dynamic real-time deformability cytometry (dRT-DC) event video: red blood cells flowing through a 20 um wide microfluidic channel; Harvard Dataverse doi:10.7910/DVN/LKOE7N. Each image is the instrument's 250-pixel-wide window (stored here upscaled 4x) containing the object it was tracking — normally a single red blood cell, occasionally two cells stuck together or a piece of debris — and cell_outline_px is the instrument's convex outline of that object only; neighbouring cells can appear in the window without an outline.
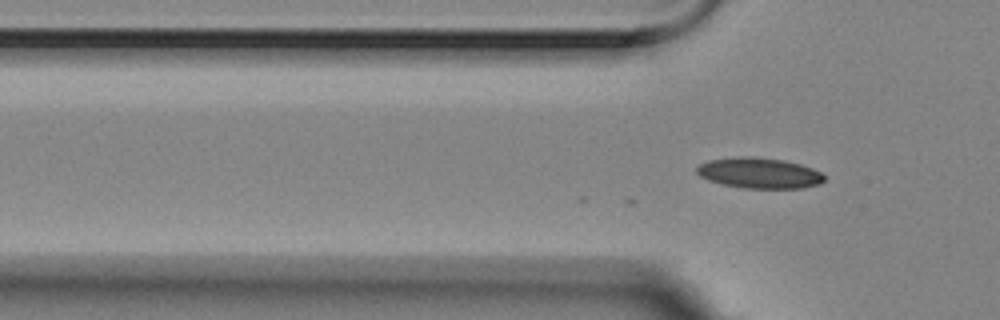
{"species": "Egyptian fruit bat (a non-hibernating species)", "species_latin": "Rousettus aegyptiacus", "temperature_condition": "room temperature", "stored_images_in_passage": 3, "camera_frame_rate_fps": 3000, "um_per_image_px": 0.085, "animal": {"sex": "female"}, "frame": {"image": 1, "passage_image": 3, "time_ms": 0.667, "image_size_px": [1000, 320], "cell_outline_px": [[824, 180], [820, 184], [804, 188], [744, 188], [720, 184], [708, 180], [700, 176], [696, 172], [696, 168], [700, 164], [708, 160], [736, 156], [752, 156], [784, 160], [800, 164], [812, 168], [820, 172], [824, 176]], "centroid_in_image_um": [64.52, 14.7], "position_along_channel_um": 61.3, "area_um2": 22.95}}